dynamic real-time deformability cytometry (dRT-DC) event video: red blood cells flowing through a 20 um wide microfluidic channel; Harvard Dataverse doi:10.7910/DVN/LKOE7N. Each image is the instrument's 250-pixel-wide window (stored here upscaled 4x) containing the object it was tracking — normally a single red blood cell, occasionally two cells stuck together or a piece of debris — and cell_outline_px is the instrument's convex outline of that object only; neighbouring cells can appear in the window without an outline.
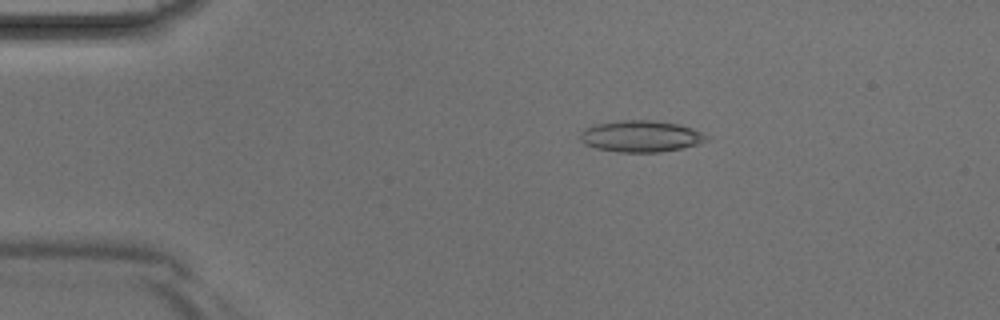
{"species": "Egyptian fruit bat (a non-hibernating species)", "species_latin": "Rousettus aegyptiacus", "temperature_condition": "room temperature", "stored_images_in_passage": 2, "camera_frame_rate_fps": 3000, "um_per_image_px": 0.085, "animal": {"sex": "male"}, "frame": {"image": 1, "passage_image": 1, "time_ms": 0.0, "image_size_px": [1000, 320], "cell_outline_px": [[712, 136], [708, 140], [696, 144], [680, 148], [660, 152], [620, 152], [596, 148], [584, 144], [580, 140], [580, 132], [584, 128], [592, 124], [620, 120], [652, 120], [680, 124], [692, 128]], "centroid_in_image_um": [54.46, 11.57], "position_along_channel_um": 30.5, "area_um2": 23.41}}
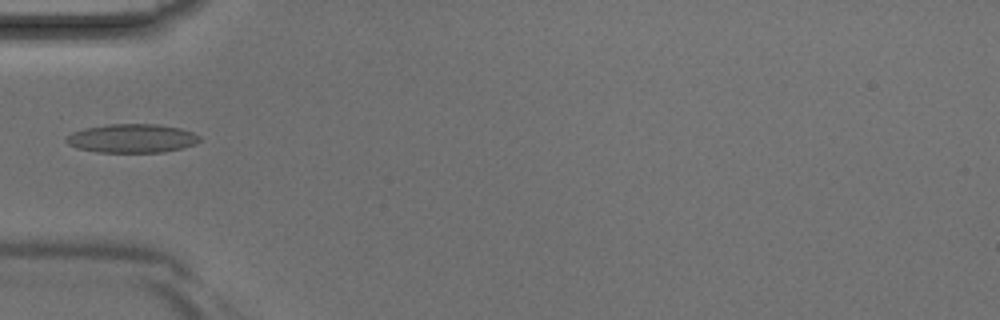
{"frame": {"image": 2, "passage_image": 2, "time_ms": 0.333, "image_size_px": [1000, 320], "cell_outline_px": [[200, 140], [196, 144], [164, 152], [96, 152], [76, 148], [68, 144], [64, 140], [64, 136], [72, 132], [84, 128], [108, 124], [156, 124], [180, 128], [192, 132], [200, 136]], "centroid_in_image_um": [11.17, 11.76], "position_along_channel_um": 73.8, "area_um2": 22.48}}